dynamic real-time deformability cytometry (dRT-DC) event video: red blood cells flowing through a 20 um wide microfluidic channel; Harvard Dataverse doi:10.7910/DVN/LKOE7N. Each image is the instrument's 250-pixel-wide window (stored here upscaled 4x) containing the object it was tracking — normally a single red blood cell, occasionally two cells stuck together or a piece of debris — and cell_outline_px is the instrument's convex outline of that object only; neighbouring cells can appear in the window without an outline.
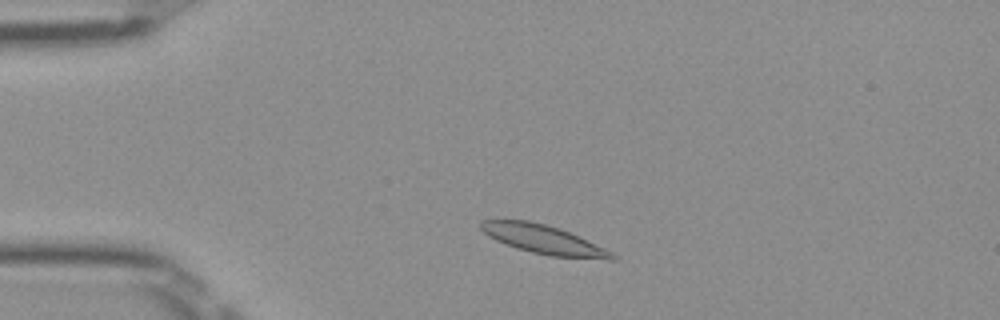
{"species": "Egyptian fruit bat (a non-hibernating species)", "species_latin": "Rousettus aegyptiacus", "temperature_condition": "room temperature", "stored_images_in_passage": 46, "camera_frame_rate_fps": 3000, "um_per_image_px": 0.085, "frame": {"image": 1, "passage_image": 6, "time_ms": 1.667, "image_size_px": [1000, 320], "cell_outline_px": [[616, 260], [608, 260], [552, 256], [532, 252], [516, 248], [504, 244], [488, 236], [480, 228], [480, 220], [528, 220], [544, 224], [568, 232], [604, 248], [612, 252], [616, 256]], "centroid_in_image_um": [46.18, 20.37], "position_along_channel_um": 38.8, "area_um2": 21.79}}
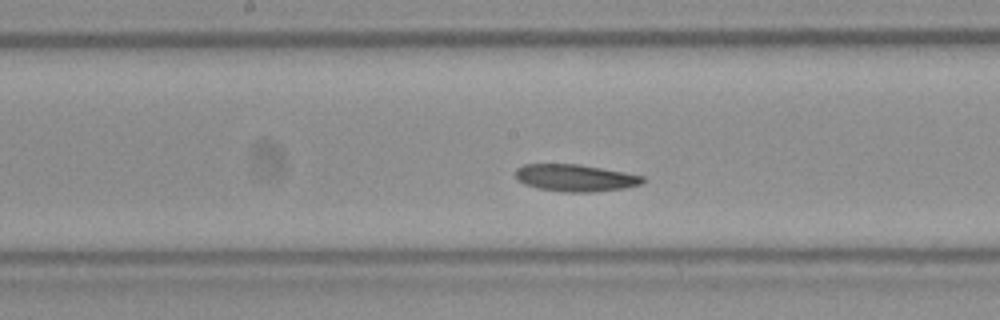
{"frame": {"image": 2, "passage_image": 21, "time_ms": 6.667, "image_size_px": [1000, 320], "cell_outline_px": [[644, 180], [640, 184], [624, 188], [592, 192], [564, 192], [536, 188], [524, 184], [516, 180], [516, 168], [524, 164], [580, 164], [624, 172], [644, 176]], "centroid_in_image_um": [48.86, 15.12], "position_along_channel_um": 199.3, "area_um2": 20.11}}
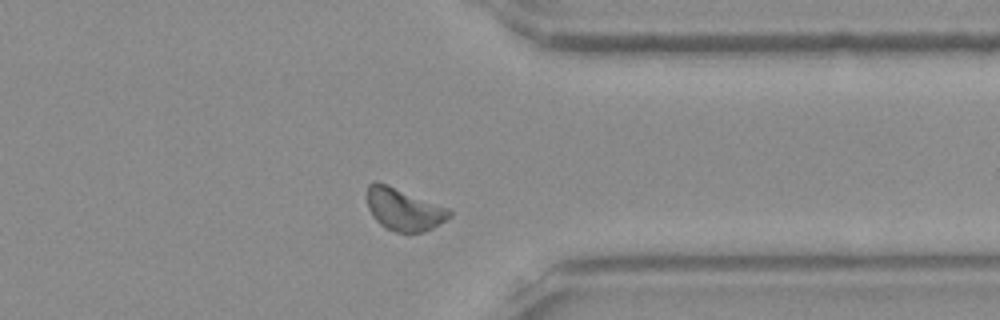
{"frame": {"image": 3, "passage_image": 35, "time_ms": 11.333, "image_size_px": [1000, 320], "cell_outline_px": [[452, 216], [440, 224], [432, 228], [408, 236], [384, 228], [372, 216], [368, 208], [368, 184], [376, 180], [388, 184], [448, 208], [452, 212]], "centroid_in_image_um": [34.32, 17.83], "position_along_channel_um": 377.1, "area_um2": 20.63}, "authors_computed_cell_mechanics": {"area_um2": 20.1144, "velocity_mm_per_s": 3.9128, "shape_relaxation_time_tau1_ms": null, "shape_relaxation_time_tau2_ms": 5.2655, "deformation_change_tau1": null, "deformation_change_tau2": 0.1063}}